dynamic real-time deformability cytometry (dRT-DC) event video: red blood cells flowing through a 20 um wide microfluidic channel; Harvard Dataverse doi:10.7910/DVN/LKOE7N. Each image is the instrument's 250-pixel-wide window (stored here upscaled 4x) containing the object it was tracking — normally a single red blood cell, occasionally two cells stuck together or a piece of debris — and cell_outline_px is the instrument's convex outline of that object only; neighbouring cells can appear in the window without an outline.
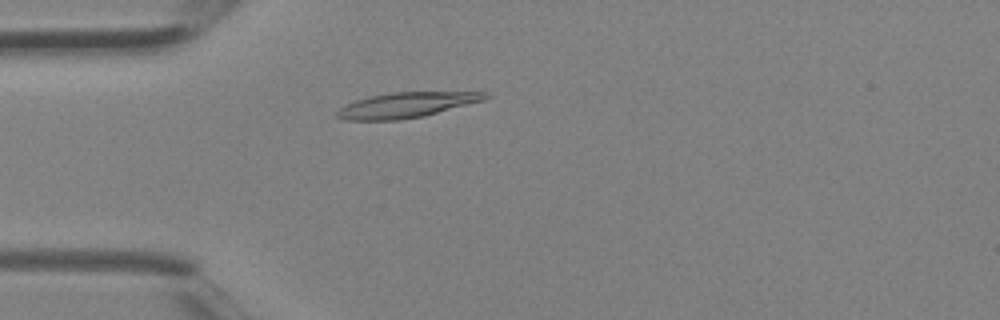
{"species": "Egyptian fruit bat (a non-hibernating species)", "species_latin": "Rousettus aegyptiacus", "temperature_condition": "room temperature", "stored_images_in_passage": 2, "camera_frame_rate_fps": 3000, "um_per_image_px": 0.085, "animal": {"sex": "female"}, "frame": {"image": 1, "passage_image": 2, "time_ms": 0.333, "image_size_px": [1000, 320], "cell_outline_px": [[488, 96], [484, 100], [424, 116], [400, 120], [344, 120], [336, 116], [336, 112], [340, 108], [356, 100], [368, 96], [392, 92], [488, 92]], "centroid_in_image_um": [34.53, 8.93], "position_along_channel_um": 50.5, "area_um2": 21.68}}